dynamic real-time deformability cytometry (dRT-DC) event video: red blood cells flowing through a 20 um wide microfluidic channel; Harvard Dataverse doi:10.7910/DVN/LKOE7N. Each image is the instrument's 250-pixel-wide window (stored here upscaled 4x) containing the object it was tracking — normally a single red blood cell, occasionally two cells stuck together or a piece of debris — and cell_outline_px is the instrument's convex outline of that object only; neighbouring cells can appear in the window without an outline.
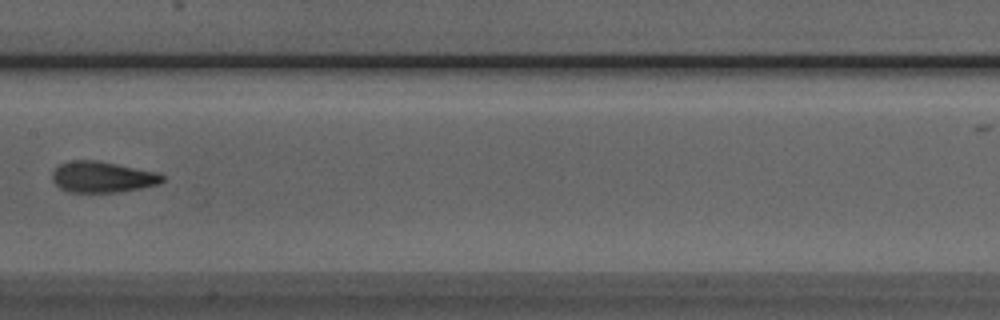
{"species": "Egyptian fruit bat (a non-hibernating species)", "species_latin": "Rousettus aegyptiacus", "temperature_condition": "room temperature", "stored_images_in_passage": 7, "camera_frame_rate_fps": 3000, "um_per_image_px": 0.085, "animal": {"sex": "male"}, "frame": {"image": 1, "passage_image": 7, "time_ms": 7.667, "image_size_px": [1000, 320], "cell_outline_px": [[164, 180], [160, 184], [120, 192], [68, 192], [60, 188], [52, 180], [52, 172], [60, 164], [72, 160], [96, 160], [160, 172], [164, 176]], "centroid_in_image_um": [8.73, 15.04], "position_along_channel_um": 198.7, "area_um2": 20.06}}